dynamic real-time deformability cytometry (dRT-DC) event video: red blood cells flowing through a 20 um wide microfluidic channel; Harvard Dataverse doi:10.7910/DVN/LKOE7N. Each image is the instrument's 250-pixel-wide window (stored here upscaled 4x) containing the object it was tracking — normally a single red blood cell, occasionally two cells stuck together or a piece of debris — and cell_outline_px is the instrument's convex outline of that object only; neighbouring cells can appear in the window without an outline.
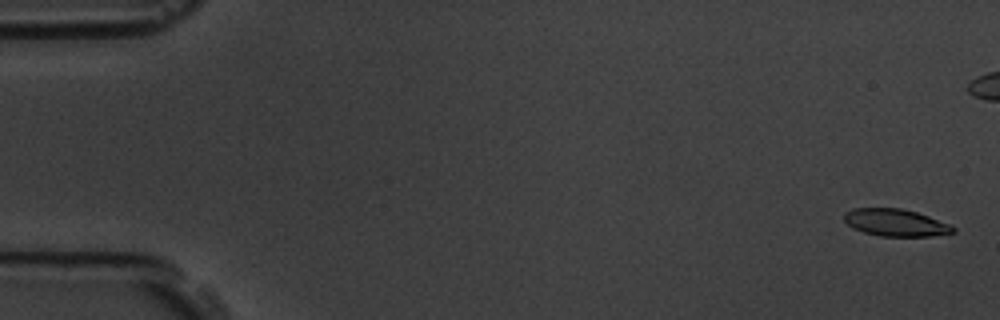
{"species": "common noctule bat (a hibernating species)", "species_latin": "Nyctalus noctula", "temperature_condition": "room temperature", "stored_images_in_passage": 8, "camera_frame_rate_fps": 3000, "um_per_image_px": 0.085, "animal": {"sex": "male", "body_mass_g": 19.5, "forearm_length_mm": 54.6}, "frame": {"image": 1, "passage_image": 1, "time_ms": 0.0, "image_size_px": [1000, 320], "cell_outline_px": [[956, 232], [928, 236], [880, 236], [864, 232], [852, 228], [844, 220], [844, 212], [852, 208], [900, 208], [916, 212], [928, 216], [948, 224], [956, 228]], "centroid_in_image_um": [76.09, 18.92], "position_along_channel_um": 8.9, "area_um2": 17.17}}
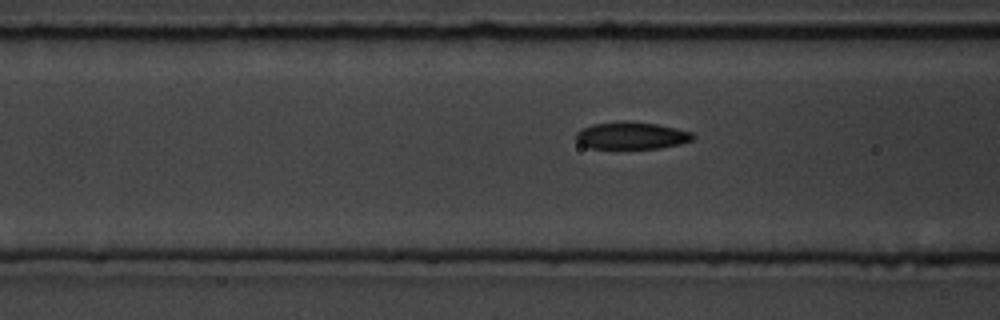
{"frame": {"image": 2, "passage_image": 8, "time_ms": 2.333, "image_size_px": [1000, 320], "cell_outline_px": [[696, 136], [692, 140], [680, 144], [660, 148], [592, 148], [580, 144], [576, 140], [576, 132], [592, 124], [620, 120], [628, 120], [656, 124], [676, 128], [692, 132]], "centroid_in_image_um": [53.68, 11.51], "position_along_channel_um": 112.9, "area_um2": 18.67}}